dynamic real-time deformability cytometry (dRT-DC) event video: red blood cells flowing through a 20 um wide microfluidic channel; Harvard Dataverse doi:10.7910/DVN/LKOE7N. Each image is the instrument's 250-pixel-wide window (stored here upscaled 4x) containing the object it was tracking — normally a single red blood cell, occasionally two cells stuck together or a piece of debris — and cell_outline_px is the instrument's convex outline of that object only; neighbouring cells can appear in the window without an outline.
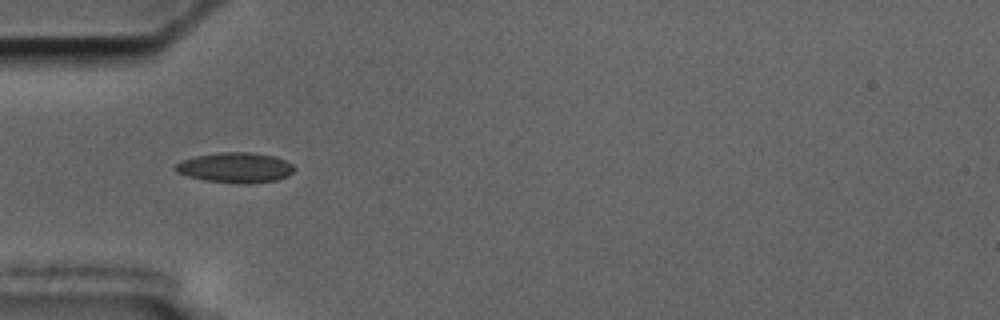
{"species": "common noctule bat (a hibernating species)", "species_latin": "Nyctalus noctula", "temperature_condition": "cold", "stored_images_in_passage": 3, "camera_frame_rate_fps": 3000, "um_per_image_px": 0.085, "animal": {"sex": "male", "body_mass_g": 17.5, "forearm_length_mm": 52.3}, "frame": {"image": 1, "passage_image": 2, "time_ms": 1.333, "image_size_px": [1000, 320], "cell_outline_px": [[296, 168], [288, 176], [276, 180], [244, 184], [236, 184], [204, 180], [188, 176], [176, 172], [172, 168], [180, 160], [196, 156], [220, 152], [252, 152], [276, 156], [292, 164]], "centroid_in_image_um": [19.99, 14.24], "position_along_channel_um": 65.0, "area_um2": 21.15}}